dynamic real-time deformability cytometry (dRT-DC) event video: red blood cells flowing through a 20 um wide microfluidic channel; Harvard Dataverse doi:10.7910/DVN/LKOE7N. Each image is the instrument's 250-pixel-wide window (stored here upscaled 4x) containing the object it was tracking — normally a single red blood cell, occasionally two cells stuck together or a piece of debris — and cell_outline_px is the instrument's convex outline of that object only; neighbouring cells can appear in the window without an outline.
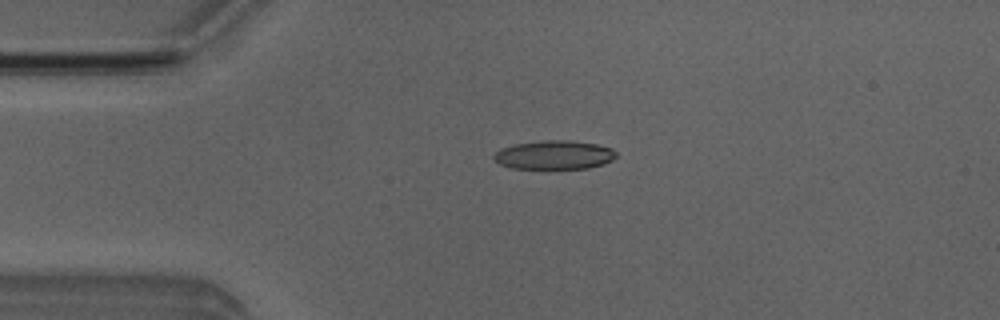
{"species": "Egyptian fruit bat (a non-hibernating species)", "species_latin": "Rousettus aegyptiacus", "temperature_condition": "room temperature", "stored_images_in_passage": 5, "camera_frame_rate_fps": 3000, "um_per_image_px": 0.085, "animal": {"sex": "male"}, "frame": {"image": 1, "passage_image": 4, "time_ms": 3.333, "image_size_px": [1000, 320], "cell_outline_px": [[616, 156], [612, 160], [604, 164], [588, 168], [512, 168], [500, 164], [492, 160], [492, 156], [500, 148], [516, 144], [544, 140], [568, 140], [596, 144], [612, 148], [616, 152]], "centroid_in_image_um": [47.09, 13.16], "position_along_channel_um": 37.9, "area_um2": 20.52}}